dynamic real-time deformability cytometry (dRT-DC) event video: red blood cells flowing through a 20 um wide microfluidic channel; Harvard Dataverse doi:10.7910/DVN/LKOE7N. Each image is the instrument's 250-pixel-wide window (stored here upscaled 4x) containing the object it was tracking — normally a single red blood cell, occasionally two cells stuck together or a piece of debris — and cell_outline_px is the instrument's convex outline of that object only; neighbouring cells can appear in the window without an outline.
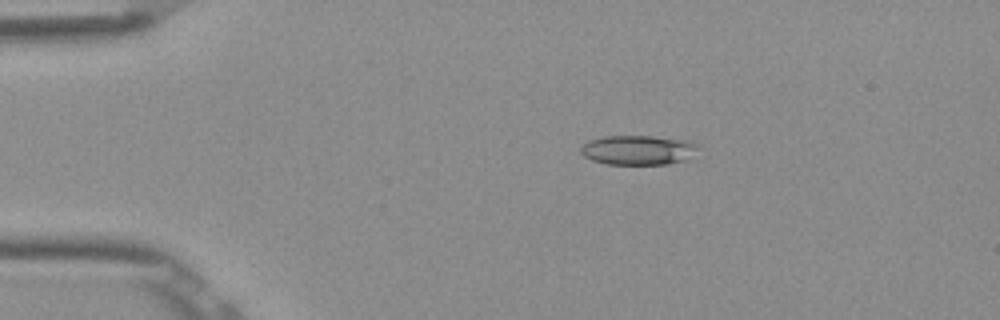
{"species": "Egyptian fruit bat (a non-hibernating species)", "species_latin": "Rousettus aegyptiacus", "temperature_condition": "room temperature", "stored_images_in_passage": 8, "camera_frame_rate_fps": 3000, "um_per_image_px": 0.085, "frame": {"image": 1, "passage_image": 3, "time_ms": 0.667, "image_size_px": [1000, 320], "cell_outline_px": [[700, 144], [688, 160], [668, 164], [604, 164], [592, 160], [584, 156], [580, 152], [580, 148], [588, 140], [604, 136], [652, 136], [688, 140]], "centroid_in_image_um": [54.25, 12.75], "position_along_channel_um": 30.8, "area_um2": 20.4}}
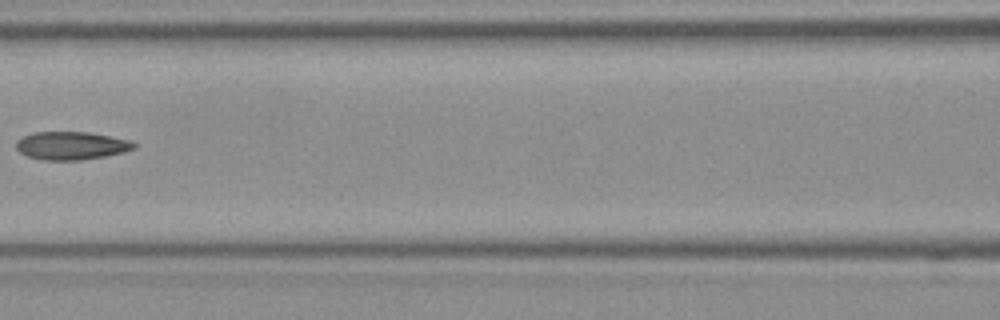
{"frame": {"image": 2, "passage_image": 7, "time_ms": 2.0, "image_size_px": [1000, 320], "cell_outline_px": [[140, 144], [136, 148], [124, 152], [104, 156], [80, 160], [44, 160], [28, 156], [20, 152], [16, 148], [16, 140], [32, 132], [88, 132], [128, 140]], "centroid_in_image_um": [6.07, 12.38], "position_along_channel_um": 160.5, "area_um2": 19.25}}
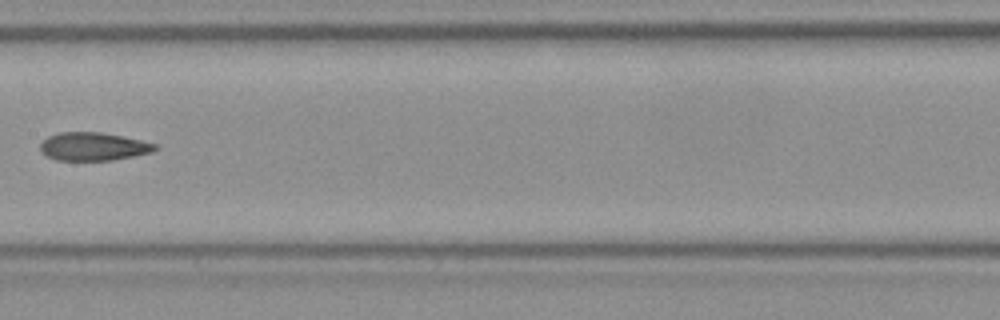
{"frame": {"image": 3, "passage_image": 8, "time_ms": 2.333, "image_size_px": [1000, 320], "cell_outline_px": [[160, 148], [152, 152], [112, 160], [56, 160], [40, 152], [40, 144], [48, 136], [60, 132], [100, 132], [140, 140], [156, 144]], "centroid_in_image_um": [7.92, 12.45], "position_along_channel_um": 199.5, "area_um2": 18.73}}